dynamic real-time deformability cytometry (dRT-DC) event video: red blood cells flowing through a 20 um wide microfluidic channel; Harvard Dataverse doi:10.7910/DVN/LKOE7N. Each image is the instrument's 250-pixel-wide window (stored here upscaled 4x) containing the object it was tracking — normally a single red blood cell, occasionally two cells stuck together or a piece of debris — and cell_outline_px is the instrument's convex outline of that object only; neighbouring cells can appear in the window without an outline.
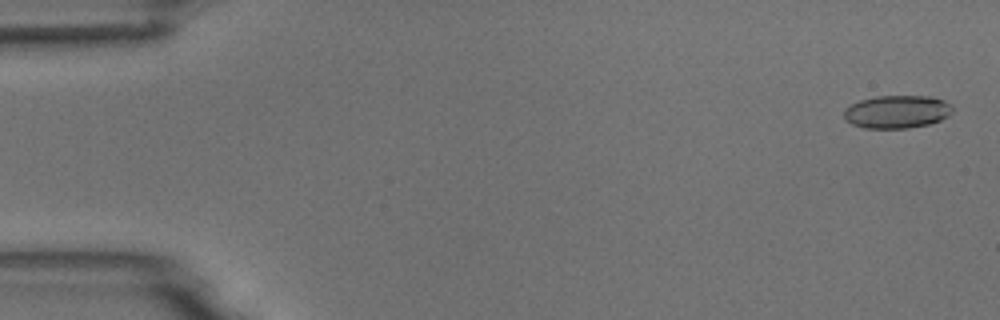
{"species": "common noctule bat (a hibernating species)", "species_latin": "Nyctalus noctula", "temperature_condition": "room temperature", "stored_images_in_passage": 4, "camera_frame_rate_fps": 3000, "um_per_image_px": 0.085, "animal": {"sex": "male", "body_mass_g": 18.8}, "frame": {"image": 1, "passage_image": 1, "time_ms": 0.0, "image_size_px": [1000, 320], "cell_outline_px": [[952, 112], [948, 116], [940, 120], [928, 124], [908, 128], [864, 128], [852, 124], [844, 120], [844, 108], [860, 100], [876, 96], [932, 96], [944, 100], [952, 108]], "centroid_in_image_um": [76.21, 9.5], "position_along_channel_um": 8.8, "area_um2": 20.87}}
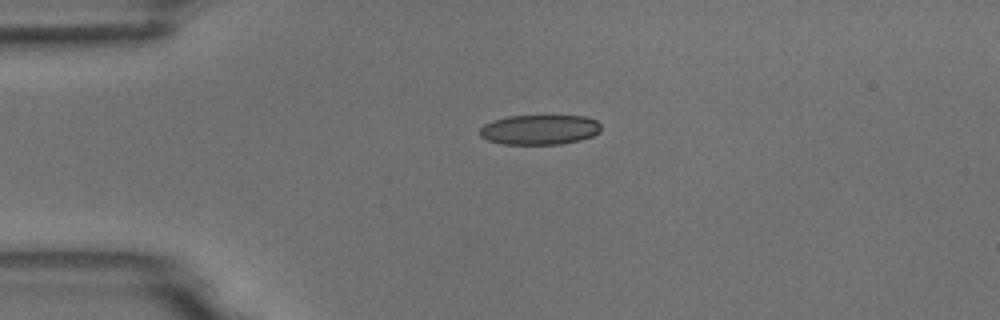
{"frame": {"image": 2, "passage_image": 4, "time_ms": 3.667, "image_size_px": [1000, 320], "cell_outline_px": [[600, 132], [592, 136], [580, 140], [560, 144], [504, 144], [488, 140], [480, 136], [480, 128], [484, 124], [508, 116], [584, 116], [596, 120], [600, 124]], "centroid_in_image_um": [45.88, 11.02], "position_along_channel_um": 39.1, "area_um2": 20.98}}